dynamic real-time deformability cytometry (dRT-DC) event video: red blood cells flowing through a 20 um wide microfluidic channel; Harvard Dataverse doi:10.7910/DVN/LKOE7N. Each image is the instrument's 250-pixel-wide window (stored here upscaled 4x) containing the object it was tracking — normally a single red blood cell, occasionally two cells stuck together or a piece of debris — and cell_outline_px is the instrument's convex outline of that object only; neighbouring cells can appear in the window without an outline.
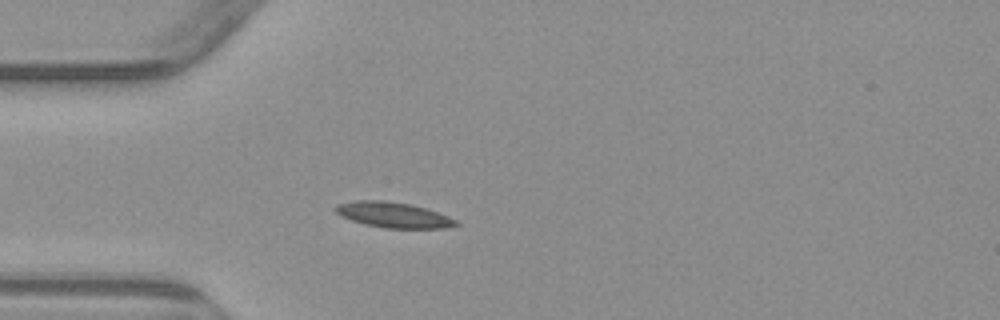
{"species": "common noctule bat (a hibernating species)", "species_latin": "Nyctalus noctula", "temperature_condition": "warm", "stored_images_in_passage": 3, "camera_frame_rate_fps": 3000, "um_per_image_px": 0.085, "animal": {"sex": "male", "body_mass_g": 23.1, "forearm_length_mm": 52.7}, "frame": {"image": 1, "passage_image": 3, "time_ms": 2.667, "image_size_px": [1000, 320], "cell_outline_px": [[460, 224], [444, 228], [384, 228], [364, 224], [352, 220], [336, 212], [332, 208], [336, 204], [356, 200], [384, 200], [412, 204], [448, 216], [456, 220]], "centroid_in_image_um": [33.41, 18.26], "position_along_channel_um": 51.6, "area_um2": 17.8}}